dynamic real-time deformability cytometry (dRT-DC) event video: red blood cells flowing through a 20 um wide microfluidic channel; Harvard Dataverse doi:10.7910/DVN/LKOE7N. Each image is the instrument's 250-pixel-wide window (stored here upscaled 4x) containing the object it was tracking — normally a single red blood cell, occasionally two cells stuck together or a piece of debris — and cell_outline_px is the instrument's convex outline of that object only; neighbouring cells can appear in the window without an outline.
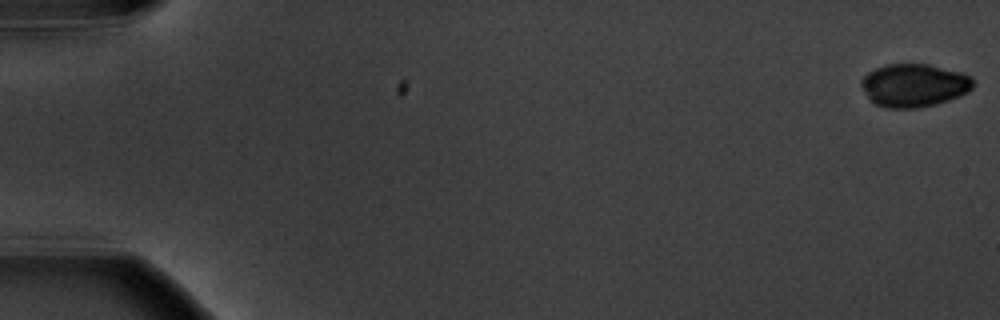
{"species": "common noctule bat (a hibernating species)", "species_latin": "Nyctalus noctula", "temperature_condition": "warm", "stored_images_in_passage": 7, "segment_of_instrument_passage": [1, 2], "camera_frame_rate_fps": 3000, "um_per_image_px": 0.085, "animal": {"sex": "male", "body_mass_g": 20.1, "forearm_length_mm": 53.5}, "frame": {"image": 1, "passage_image": 1, "time_ms": 0.0, "image_size_px": [1000, 320], "cell_outline_px": [[972, 88], [968, 92], [960, 96], [936, 104], [916, 108], [888, 108], [872, 104], [860, 84], [860, 80], [868, 72], [876, 68], [888, 64], [928, 64], [960, 72], [972, 76]], "centroid_in_image_um": [77.67, 7.26], "position_along_channel_um": 7.3, "area_um2": 28.15}}
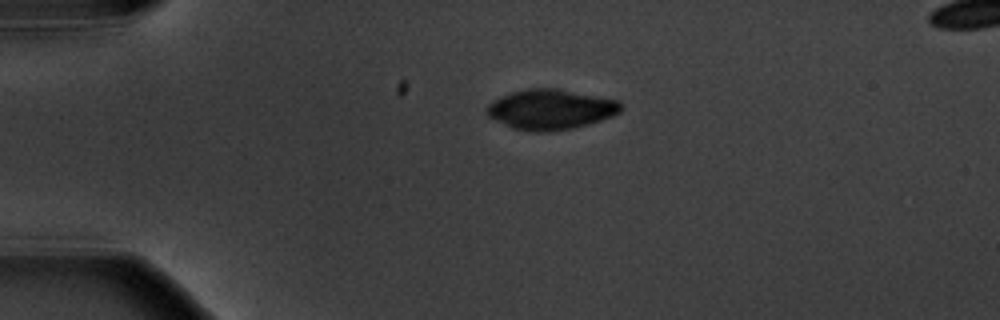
{"frame": {"image": 2, "passage_image": 5, "time_ms": 4.333, "image_size_px": [1000, 320], "cell_outline_px": [[620, 112], [612, 116], [588, 124], [572, 128], [544, 132], [536, 132], [512, 128], [488, 116], [484, 112], [484, 108], [492, 100], [500, 96], [512, 92], [528, 88], [556, 88], [620, 100]], "centroid_in_image_um": [46.76, 9.29], "position_along_channel_um": 38.2, "area_um2": 31.39}}